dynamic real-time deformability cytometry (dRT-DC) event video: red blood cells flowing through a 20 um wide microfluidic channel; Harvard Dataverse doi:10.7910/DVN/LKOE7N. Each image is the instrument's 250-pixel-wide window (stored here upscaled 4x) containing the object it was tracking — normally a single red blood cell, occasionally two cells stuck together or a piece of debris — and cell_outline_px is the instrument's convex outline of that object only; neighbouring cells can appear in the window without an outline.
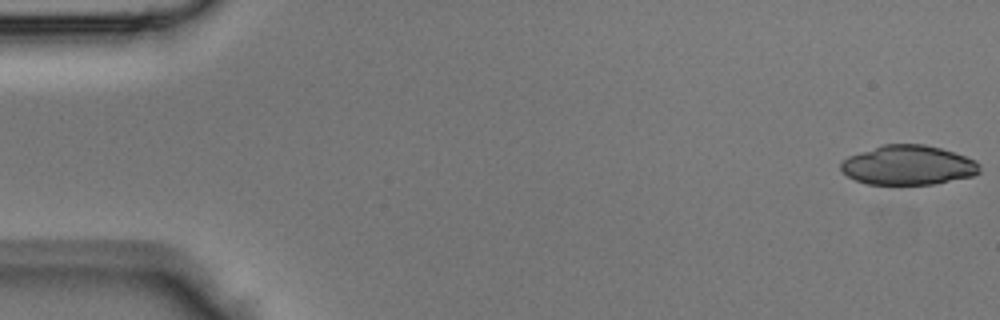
{"species": "Egyptian fruit bat (a non-hibernating species)", "species_latin": "Rousettus aegyptiacus", "temperature_condition": "room temperature", "stored_images_in_passage": 10, "camera_frame_rate_fps": 3000, "um_per_image_px": 0.085, "animal": {"sex": "male"}, "frame": {"image": 1, "passage_image": 1, "time_ms": 0.0, "image_size_px": [1000, 320], "cell_outline_px": [[980, 172], [972, 176], [932, 184], [868, 184], [856, 180], [848, 176], [840, 168], [840, 164], [848, 156], [884, 144], [924, 144], [940, 148], [976, 160], [980, 164]], "centroid_in_image_um": [77.2, 14.04], "position_along_channel_um": 7.8, "area_um2": 31.67}}